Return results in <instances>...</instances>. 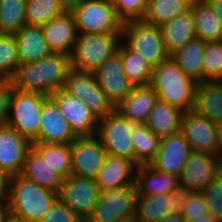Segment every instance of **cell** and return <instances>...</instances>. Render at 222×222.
I'll return each instance as SVG.
<instances>
[{"instance_id": "obj_36", "label": "cell", "mask_w": 222, "mask_h": 222, "mask_svg": "<svg viewBox=\"0 0 222 222\" xmlns=\"http://www.w3.org/2000/svg\"><path fill=\"white\" fill-rule=\"evenodd\" d=\"M161 138L156 136L146 125L133 131L132 144L137 166L149 164L159 152Z\"/></svg>"}, {"instance_id": "obj_34", "label": "cell", "mask_w": 222, "mask_h": 222, "mask_svg": "<svg viewBox=\"0 0 222 222\" xmlns=\"http://www.w3.org/2000/svg\"><path fill=\"white\" fill-rule=\"evenodd\" d=\"M193 0H149L143 21L162 26L191 8Z\"/></svg>"}, {"instance_id": "obj_7", "label": "cell", "mask_w": 222, "mask_h": 222, "mask_svg": "<svg viewBox=\"0 0 222 222\" xmlns=\"http://www.w3.org/2000/svg\"><path fill=\"white\" fill-rule=\"evenodd\" d=\"M122 38L152 67L161 64L170 57L164 44L160 26L149 24L143 20L124 22Z\"/></svg>"}, {"instance_id": "obj_48", "label": "cell", "mask_w": 222, "mask_h": 222, "mask_svg": "<svg viewBox=\"0 0 222 222\" xmlns=\"http://www.w3.org/2000/svg\"><path fill=\"white\" fill-rule=\"evenodd\" d=\"M7 213H8L7 197H0V222L3 221Z\"/></svg>"}, {"instance_id": "obj_35", "label": "cell", "mask_w": 222, "mask_h": 222, "mask_svg": "<svg viewBox=\"0 0 222 222\" xmlns=\"http://www.w3.org/2000/svg\"><path fill=\"white\" fill-rule=\"evenodd\" d=\"M68 9L60 0H27L26 23L32 26H43Z\"/></svg>"}, {"instance_id": "obj_24", "label": "cell", "mask_w": 222, "mask_h": 222, "mask_svg": "<svg viewBox=\"0 0 222 222\" xmlns=\"http://www.w3.org/2000/svg\"><path fill=\"white\" fill-rule=\"evenodd\" d=\"M158 101V94L150 85L134 86L131 93L116 107V110L124 118L145 125Z\"/></svg>"}, {"instance_id": "obj_11", "label": "cell", "mask_w": 222, "mask_h": 222, "mask_svg": "<svg viewBox=\"0 0 222 222\" xmlns=\"http://www.w3.org/2000/svg\"><path fill=\"white\" fill-rule=\"evenodd\" d=\"M100 192L96 179L70 175L64 178L58 198L85 221L97 205Z\"/></svg>"}, {"instance_id": "obj_6", "label": "cell", "mask_w": 222, "mask_h": 222, "mask_svg": "<svg viewBox=\"0 0 222 222\" xmlns=\"http://www.w3.org/2000/svg\"><path fill=\"white\" fill-rule=\"evenodd\" d=\"M47 95L12 89L6 125L14 128L32 144H38L42 107Z\"/></svg>"}, {"instance_id": "obj_14", "label": "cell", "mask_w": 222, "mask_h": 222, "mask_svg": "<svg viewBox=\"0 0 222 222\" xmlns=\"http://www.w3.org/2000/svg\"><path fill=\"white\" fill-rule=\"evenodd\" d=\"M50 96L57 102L61 114L76 137H90L97 134L99 120L82 100L70 95L64 89Z\"/></svg>"}, {"instance_id": "obj_22", "label": "cell", "mask_w": 222, "mask_h": 222, "mask_svg": "<svg viewBox=\"0 0 222 222\" xmlns=\"http://www.w3.org/2000/svg\"><path fill=\"white\" fill-rule=\"evenodd\" d=\"M137 165L118 156L109 155L96 178L101 191L135 186Z\"/></svg>"}, {"instance_id": "obj_42", "label": "cell", "mask_w": 222, "mask_h": 222, "mask_svg": "<svg viewBox=\"0 0 222 222\" xmlns=\"http://www.w3.org/2000/svg\"><path fill=\"white\" fill-rule=\"evenodd\" d=\"M118 17L123 22L142 20L146 14L149 0H110Z\"/></svg>"}, {"instance_id": "obj_50", "label": "cell", "mask_w": 222, "mask_h": 222, "mask_svg": "<svg viewBox=\"0 0 222 222\" xmlns=\"http://www.w3.org/2000/svg\"><path fill=\"white\" fill-rule=\"evenodd\" d=\"M188 222H217L209 213L205 214L203 217L195 218L193 221Z\"/></svg>"}, {"instance_id": "obj_15", "label": "cell", "mask_w": 222, "mask_h": 222, "mask_svg": "<svg viewBox=\"0 0 222 222\" xmlns=\"http://www.w3.org/2000/svg\"><path fill=\"white\" fill-rule=\"evenodd\" d=\"M181 133L194 152L219 156L216 123L201 116L195 110L183 113Z\"/></svg>"}, {"instance_id": "obj_33", "label": "cell", "mask_w": 222, "mask_h": 222, "mask_svg": "<svg viewBox=\"0 0 222 222\" xmlns=\"http://www.w3.org/2000/svg\"><path fill=\"white\" fill-rule=\"evenodd\" d=\"M32 149L64 178L72 175L71 144H32Z\"/></svg>"}, {"instance_id": "obj_39", "label": "cell", "mask_w": 222, "mask_h": 222, "mask_svg": "<svg viewBox=\"0 0 222 222\" xmlns=\"http://www.w3.org/2000/svg\"><path fill=\"white\" fill-rule=\"evenodd\" d=\"M222 77V40L206 43L203 62V82H215Z\"/></svg>"}, {"instance_id": "obj_44", "label": "cell", "mask_w": 222, "mask_h": 222, "mask_svg": "<svg viewBox=\"0 0 222 222\" xmlns=\"http://www.w3.org/2000/svg\"><path fill=\"white\" fill-rule=\"evenodd\" d=\"M12 89L9 82H0V126L8 120Z\"/></svg>"}, {"instance_id": "obj_45", "label": "cell", "mask_w": 222, "mask_h": 222, "mask_svg": "<svg viewBox=\"0 0 222 222\" xmlns=\"http://www.w3.org/2000/svg\"><path fill=\"white\" fill-rule=\"evenodd\" d=\"M10 176L0 168V197H7L9 192Z\"/></svg>"}, {"instance_id": "obj_47", "label": "cell", "mask_w": 222, "mask_h": 222, "mask_svg": "<svg viewBox=\"0 0 222 222\" xmlns=\"http://www.w3.org/2000/svg\"><path fill=\"white\" fill-rule=\"evenodd\" d=\"M159 222H187L186 219L181 215L180 211L174 212L169 216L163 218Z\"/></svg>"}, {"instance_id": "obj_3", "label": "cell", "mask_w": 222, "mask_h": 222, "mask_svg": "<svg viewBox=\"0 0 222 222\" xmlns=\"http://www.w3.org/2000/svg\"><path fill=\"white\" fill-rule=\"evenodd\" d=\"M57 199V193L42 188L21 174L10 177L8 213L18 218L40 222Z\"/></svg>"}, {"instance_id": "obj_12", "label": "cell", "mask_w": 222, "mask_h": 222, "mask_svg": "<svg viewBox=\"0 0 222 222\" xmlns=\"http://www.w3.org/2000/svg\"><path fill=\"white\" fill-rule=\"evenodd\" d=\"M71 151L72 175L96 179L108 156L98 137H77Z\"/></svg>"}, {"instance_id": "obj_4", "label": "cell", "mask_w": 222, "mask_h": 222, "mask_svg": "<svg viewBox=\"0 0 222 222\" xmlns=\"http://www.w3.org/2000/svg\"><path fill=\"white\" fill-rule=\"evenodd\" d=\"M69 10L78 33L122 34L124 22L110 0H75Z\"/></svg>"}, {"instance_id": "obj_10", "label": "cell", "mask_w": 222, "mask_h": 222, "mask_svg": "<svg viewBox=\"0 0 222 222\" xmlns=\"http://www.w3.org/2000/svg\"><path fill=\"white\" fill-rule=\"evenodd\" d=\"M137 190L135 186L100 192V199L84 222H115L135 216Z\"/></svg>"}, {"instance_id": "obj_25", "label": "cell", "mask_w": 222, "mask_h": 222, "mask_svg": "<svg viewBox=\"0 0 222 222\" xmlns=\"http://www.w3.org/2000/svg\"><path fill=\"white\" fill-rule=\"evenodd\" d=\"M21 64L36 62L52 54L44 37L42 26L25 25L13 34Z\"/></svg>"}, {"instance_id": "obj_32", "label": "cell", "mask_w": 222, "mask_h": 222, "mask_svg": "<svg viewBox=\"0 0 222 222\" xmlns=\"http://www.w3.org/2000/svg\"><path fill=\"white\" fill-rule=\"evenodd\" d=\"M117 52L121 56L123 71L134 86L150 85L153 67L126 43L120 42Z\"/></svg>"}, {"instance_id": "obj_9", "label": "cell", "mask_w": 222, "mask_h": 222, "mask_svg": "<svg viewBox=\"0 0 222 222\" xmlns=\"http://www.w3.org/2000/svg\"><path fill=\"white\" fill-rule=\"evenodd\" d=\"M64 90L82 100L98 120L116 110V107L98 85L93 72L71 68L67 75Z\"/></svg>"}, {"instance_id": "obj_41", "label": "cell", "mask_w": 222, "mask_h": 222, "mask_svg": "<svg viewBox=\"0 0 222 222\" xmlns=\"http://www.w3.org/2000/svg\"><path fill=\"white\" fill-rule=\"evenodd\" d=\"M180 213L187 222L207 214L208 209L203 194L199 191L182 192Z\"/></svg>"}, {"instance_id": "obj_13", "label": "cell", "mask_w": 222, "mask_h": 222, "mask_svg": "<svg viewBox=\"0 0 222 222\" xmlns=\"http://www.w3.org/2000/svg\"><path fill=\"white\" fill-rule=\"evenodd\" d=\"M222 171V158L206 153L193 152L180 175V190H203Z\"/></svg>"}, {"instance_id": "obj_54", "label": "cell", "mask_w": 222, "mask_h": 222, "mask_svg": "<svg viewBox=\"0 0 222 222\" xmlns=\"http://www.w3.org/2000/svg\"><path fill=\"white\" fill-rule=\"evenodd\" d=\"M218 82L222 85V77L218 80Z\"/></svg>"}, {"instance_id": "obj_8", "label": "cell", "mask_w": 222, "mask_h": 222, "mask_svg": "<svg viewBox=\"0 0 222 222\" xmlns=\"http://www.w3.org/2000/svg\"><path fill=\"white\" fill-rule=\"evenodd\" d=\"M143 124L124 118L117 110L99 119L96 136L109 155L126 158L135 163L132 144L133 131Z\"/></svg>"}, {"instance_id": "obj_20", "label": "cell", "mask_w": 222, "mask_h": 222, "mask_svg": "<svg viewBox=\"0 0 222 222\" xmlns=\"http://www.w3.org/2000/svg\"><path fill=\"white\" fill-rule=\"evenodd\" d=\"M44 37L53 54L71 56L78 36L72 12L68 9L62 15L42 26Z\"/></svg>"}, {"instance_id": "obj_27", "label": "cell", "mask_w": 222, "mask_h": 222, "mask_svg": "<svg viewBox=\"0 0 222 222\" xmlns=\"http://www.w3.org/2000/svg\"><path fill=\"white\" fill-rule=\"evenodd\" d=\"M21 175L57 194H59L64 180V177L44 162L33 149L26 156Z\"/></svg>"}, {"instance_id": "obj_28", "label": "cell", "mask_w": 222, "mask_h": 222, "mask_svg": "<svg viewBox=\"0 0 222 222\" xmlns=\"http://www.w3.org/2000/svg\"><path fill=\"white\" fill-rule=\"evenodd\" d=\"M184 111L168 103L158 101L145 125L156 136L163 138L181 132V120Z\"/></svg>"}, {"instance_id": "obj_26", "label": "cell", "mask_w": 222, "mask_h": 222, "mask_svg": "<svg viewBox=\"0 0 222 222\" xmlns=\"http://www.w3.org/2000/svg\"><path fill=\"white\" fill-rule=\"evenodd\" d=\"M164 44L169 54L177 51L189 41L196 39L192 8L160 26Z\"/></svg>"}, {"instance_id": "obj_2", "label": "cell", "mask_w": 222, "mask_h": 222, "mask_svg": "<svg viewBox=\"0 0 222 222\" xmlns=\"http://www.w3.org/2000/svg\"><path fill=\"white\" fill-rule=\"evenodd\" d=\"M197 84L171 57L153 67L150 86L159 100L184 112L194 110Z\"/></svg>"}, {"instance_id": "obj_37", "label": "cell", "mask_w": 222, "mask_h": 222, "mask_svg": "<svg viewBox=\"0 0 222 222\" xmlns=\"http://www.w3.org/2000/svg\"><path fill=\"white\" fill-rule=\"evenodd\" d=\"M27 0H0V33L15 34L26 23Z\"/></svg>"}, {"instance_id": "obj_1", "label": "cell", "mask_w": 222, "mask_h": 222, "mask_svg": "<svg viewBox=\"0 0 222 222\" xmlns=\"http://www.w3.org/2000/svg\"><path fill=\"white\" fill-rule=\"evenodd\" d=\"M70 69V56L52 53L36 62L21 64L9 83L21 92L50 96L64 89Z\"/></svg>"}, {"instance_id": "obj_18", "label": "cell", "mask_w": 222, "mask_h": 222, "mask_svg": "<svg viewBox=\"0 0 222 222\" xmlns=\"http://www.w3.org/2000/svg\"><path fill=\"white\" fill-rule=\"evenodd\" d=\"M94 74L98 85L115 107L133 90L134 85L123 71L121 56L118 52L100 66Z\"/></svg>"}, {"instance_id": "obj_43", "label": "cell", "mask_w": 222, "mask_h": 222, "mask_svg": "<svg viewBox=\"0 0 222 222\" xmlns=\"http://www.w3.org/2000/svg\"><path fill=\"white\" fill-rule=\"evenodd\" d=\"M40 222H83V220L58 198Z\"/></svg>"}, {"instance_id": "obj_52", "label": "cell", "mask_w": 222, "mask_h": 222, "mask_svg": "<svg viewBox=\"0 0 222 222\" xmlns=\"http://www.w3.org/2000/svg\"><path fill=\"white\" fill-rule=\"evenodd\" d=\"M115 222H138L136 216H128L126 218H121Z\"/></svg>"}, {"instance_id": "obj_17", "label": "cell", "mask_w": 222, "mask_h": 222, "mask_svg": "<svg viewBox=\"0 0 222 222\" xmlns=\"http://www.w3.org/2000/svg\"><path fill=\"white\" fill-rule=\"evenodd\" d=\"M32 143L14 128L0 126V168L10 177L22 173Z\"/></svg>"}, {"instance_id": "obj_53", "label": "cell", "mask_w": 222, "mask_h": 222, "mask_svg": "<svg viewBox=\"0 0 222 222\" xmlns=\"http://www.w3.org/2000/svg\"><path fill=\"white\" fill-rule=\"evenodd\" d=\"M62 3H64L68 8H70L75 0H60Z\"/></svg>"}, {"instance_id": "obj_29", "label": "cell", "mask_w": 222, "mask_h": 222, "mask_svg": "<svg viewBox=\"0 0 222 222\" xmlns=\"http://www.w3.org/2000/svg\"><path fill=\"white\" fill-rule=\"evenodd\" d=\"M205 49L206 42L196 38L174 51L170 57L186 75L197 83H202Z\"/></svg>"}, {"instance_id": "obj_46", "label": "cell", "mask_w": 222, "mask_h": 222, "mask_svg": "<svg viewBox=\"0 0 222 222\" xmlns=\"http://www.w3.org/2000/svg\"><path fill=\"white\" fill-rule=\"evenodd\" d=\"M207 1L215 11L222 25V0H207Z\"/></svg>"}, {"instance_id": "obj_49", "label": "cell", "mask_w": 222, "mask_h": 222, "mask_svg": "<svg viewBox=\"0 0 222 222\" xmlns=\"http://www.w3.org/2000/svg\"><path fill=\"white\" fill-rule=\"evenodd\" d=\"M216 133L218 139L219 156L222 158V123L216 124Z\"/></svg>"}, {"instance_id": "obj_38", "label": "cell", "mask_w": 222, "mask_h": 222, "mask_svg": "<svg viewBox=\"0 0 222 222\" xmlns=\"http://www.w3.org/2000/svg\"><path fill=\"white\" fill-rule=\"evenodd\" d=\"M19 66L20 60L14 35L0 33V81L9 82Z\"/></svg>"}, {"instance_id": "obj_23", "label": "cell", "mask_w": 222, "mask_h": 222, "mask_svg": "<svg viewBox=\"0 0 222 222\" xmlns=\"http://www.w3.org/2000/svg\"><path fill=\"white\" fill-rule=\"evenodd\" d=\"M182 192L159 196H138L135 216L138 222H159L174 212L180 211Z\"/></svg>"}, {"instance_id": "obj_30", "label": "cell", "mask_w": 222, "mask_h": 222, "mask_svg": "<svg viewBox=\"0 0 222 222\" xmlns=\"http://www.w3.org/2000/svg\"><path fill=\"white\" fill-rule=\"evenodd\" d=\"M194 110L213 123H222V85L218 81L197 84Z\"/></svg>"}, {"instance_id": "obj_19", "label": "cell", "mask_w": 222, "mask_h": 222, "mask_svg": "<svg viewBox=\"0 0 222 222\" xmlns=\"http://www.w3.org/2000/svg\"><path fill=\"white\" fill-rule=\"evenodd\" d=\"M76 139L57 102L48 96L42 107L38 143L71 144Z\"/></svg>"}, {"instance_id": "obj_51", "label": "cell", "mask_w": 222, "mask_h": 222, "mask_svg": "<svg viewBox=\"0 0 222 222\" xmlns=\"http://www.w3.org/2000/svg\"><path fill=\"white\" fill-rule=\"evenodd\" d=\"M2 222H27L24 219L18 218L10 213H7Z\"/></svg>"}, {"instance_id": "obj_16", "label": "cell", "mask_w": 222, "mask_h": 222, "mask_svg": "<svg viewBox=\"0 0 222 222\" xmlns=\"http://www.w3.org/2000/svg\"><path fill=\"white\" fill-rule=\"evenodd\" d=\"M193 152L190 143L184 135L179 132L161 138L159 152L149 165L155 170L180 177L186 162Z\"/></svg>"}, {"instance_id": "obj_31", "label": "cell", "mask_w": 222, "mask_h": 222, "mask_svg": "<svg viewBox=\"0 0 222 222\" xmlns=\"http://www.w3.org/2000/svg\"><path fill=\"white\" fill-rule=\"evenodd\" d=\"M196 37L204 42L222 40V25L215 11L207 0H193Z\"/></svg>"}, {"instance_id": "obj_40", "label": "cell", "mask_w": 222, "mask_h": 222, "mask_svg": "<svg viewBox=\"0 0 222 222\" xmlns=\"http://www.w3.org/2000/svg\"><path fill=\"white\" fill-rule=\"evenodd\" d=\"M200 192L203 194L208 213L217 222H222V171Z\"/></svg>"}, {"instance_id": "obj_21", "label": "cell", "mask_w": 222, "mask_h": 222, "mask_svg": "<svg viewBox=\"0 0 222 222\" xmlns=\"http://www.w3.org/2000/svg\"><path fill=\"white\" fill-rule=\"evenodd\" d=\"M135 188L137 195L144 197L182 192L179 176L155 170L149 164L137 167Z\"/></svg>"}, {"instance_id": "obj_5", "label": "cell", "mask_w": 222, "mask_h": 222, "mask_svg": "<svg viewBox=\"0 0 222 222\" xmlns=\"http://www.w3.org/2000/svg\"><path fill=\"white\" fill-rule=\"evenodd\" d=\"M120 38L122 34L78 33L70 56L71 68L94 73L117 53Z\"/></svg>"}]
</instances>
